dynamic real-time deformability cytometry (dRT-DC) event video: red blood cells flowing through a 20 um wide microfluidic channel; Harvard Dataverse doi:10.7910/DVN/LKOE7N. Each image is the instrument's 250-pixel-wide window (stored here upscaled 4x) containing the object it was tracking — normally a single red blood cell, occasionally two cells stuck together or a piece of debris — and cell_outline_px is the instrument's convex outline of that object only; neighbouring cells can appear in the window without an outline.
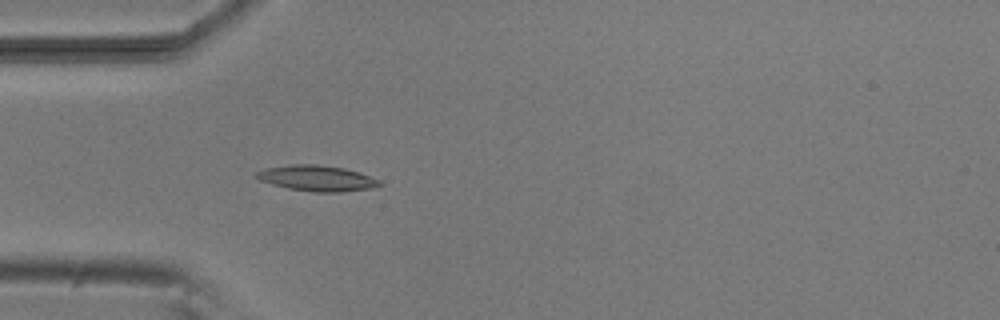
{"species": "common noctule bat (a hibernating species)", "species_latin": "Nyctalus noctula", "temperature_condition": "room temperature", "stored_images_in_passage": 5, "camera_frame_rate_fps": 3000, "um_per_image_px": 0.085, "animal": {"sex": "male", "body_mass_g": 20.5, "forearm_length_mm": 52.5}, "frame": {"image": 1, "passage_image": 5, "time_ms": 4.667, "image_size_px": [1000, 320], "cell_outline_px": [[384, 184], [368, 188], [344, 192], [312, 192], [288, 188], [272, 184], [260, 180], [252, 176], [256, 172], [268, 168], [288, 164], [316, 164], [344, 168], [360, 172], [380, 180]], "centroid_in_image_um": [26.93, 15.15], "position_along_channel_um": 58.1, "area_um2": 18.5}}